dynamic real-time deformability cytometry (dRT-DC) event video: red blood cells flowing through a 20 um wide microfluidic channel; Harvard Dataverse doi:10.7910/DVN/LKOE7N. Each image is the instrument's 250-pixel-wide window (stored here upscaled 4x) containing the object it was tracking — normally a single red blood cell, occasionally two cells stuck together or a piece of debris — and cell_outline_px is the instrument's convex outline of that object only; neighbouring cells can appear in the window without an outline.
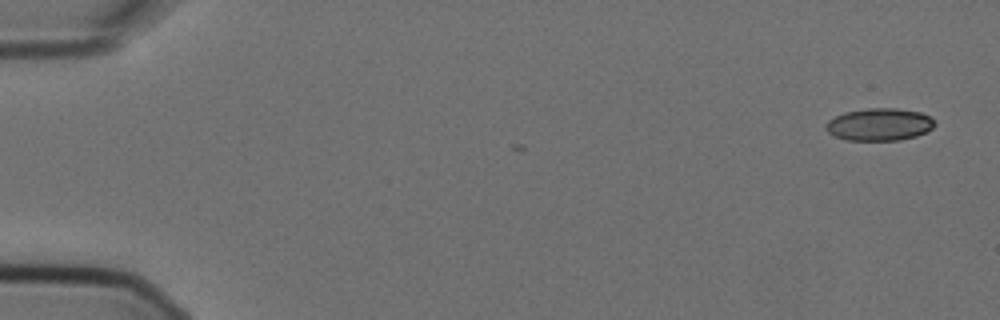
{"species": "Egyptian fruit bat (a non-hibernating species)", "species_latin": "Rousettus aegyptiacus", "temperature_condition": "cold", "stored_images_in_passage": 11, "camera_frame_rate_fps": 3000, "um_per_image_px": 0.085, "animal": {"sex": "female"}, "frame": {"image": 1, "passage_image": 1, "time_ms": 0.0, "image_size_px": [1000, 320], "cell_outline_px": [[936, 124], [932, 128], [916, 136], [900, 140], [844, 140], [828, 132], [824, 128], [828, 120], [844, 112], [868, 108], [896, 108], [920, 112], [928, 116]], "centroid_in_image_um": [74.72, 10.58], "position_along_channel_um": 10.3, "area_um2": 20.46}}
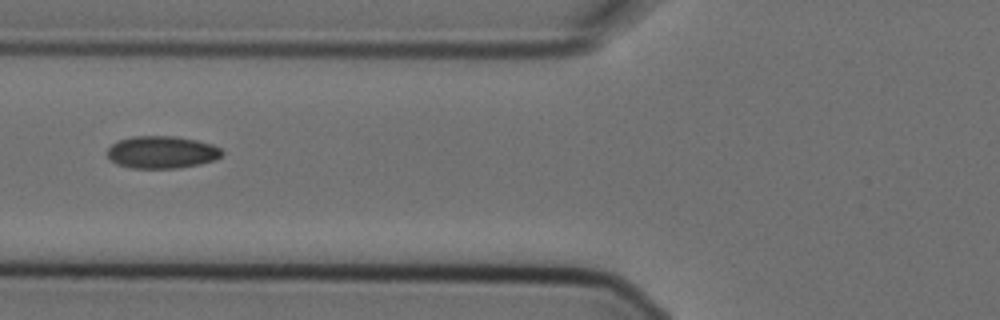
{"frame": {"image": 2, "passage_image": 6, "time_ms": 1.667, "image_size_px": [1000, 320], "cell_outline_px": [[224, 152], [216, 160], [200, 164], [176, 168], [132, 168], [116, 164], [108, 156], [108, 148], [112, 144], [120, 140], [132, 136], [176, 136], [196, 140], [212, 144], [220, 148]], "centroid_in_image_um": [13.77, 12.93], "position_along_channel_um": 112.0, "area_um2": 21.62}}
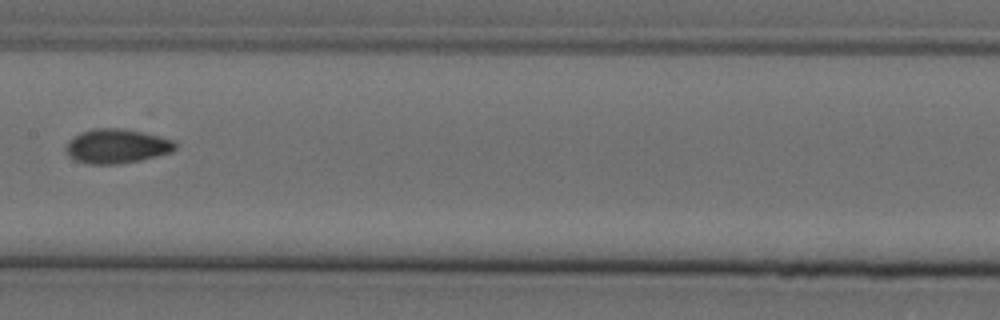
{"frame": {"image": 3, "passage_image": 8, "time_ms": 2.333, "image_size_px": [1000, 320], "cell_outline_px": [[176, 148], [172, 152], [140, 160], [116, 164], [88, 164], [76, 160], [68, 156], [64, 148], [68, 140], [80, 132], [92, 128], [124, 128], [144, 132], [176, 140]], "centroid_in_image_um": [9.91, 12.41], "position_along_channel_um": 197.5, "area_um2": 22.2}}